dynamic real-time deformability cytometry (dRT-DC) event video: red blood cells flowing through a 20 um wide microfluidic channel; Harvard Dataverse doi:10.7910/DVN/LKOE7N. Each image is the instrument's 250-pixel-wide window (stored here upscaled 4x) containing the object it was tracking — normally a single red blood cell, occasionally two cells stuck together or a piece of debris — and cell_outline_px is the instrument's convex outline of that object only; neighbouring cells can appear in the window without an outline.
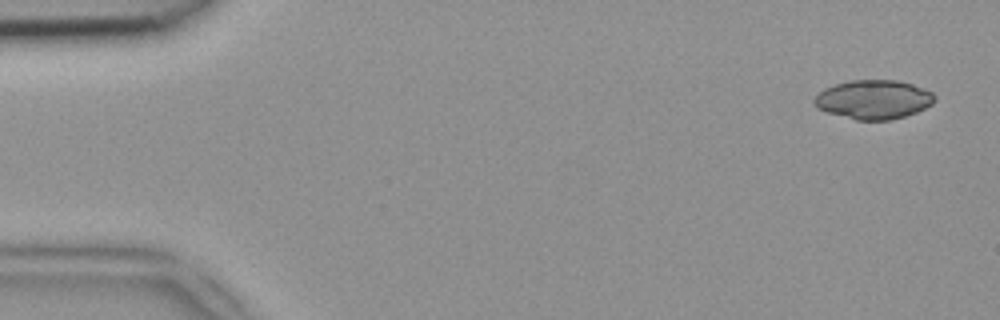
{"species": "common noctule bat (a hibernating species)", "species_latin": "Nyctalus noctula", "temperature_condition": "room temperature", "stored_images_in_passage": 49, "camera_frame_rate_fps": 3000, "um_per_image_px": 0.085, "animal": {"sex": "female", "body_mass_g": 18.4}, "frame": {"image": 1, "passage_image": 2, "time_ms": 0.333, "image_size_px": [1000, 320], "cell_outline_px": [[936, 100], [932, 104], [916, 112], [904, 116], [888, 120], [856, 120], [828, 112], [816, 108], [812, 100], [824, 88], [848, 80], [896, 80], [912, 84], [924, 88], [932, 92], [936, 96]], "centroid_in_image_um": [74.25, 8.45], "position_along_channel_um": 10.7, "area_um2": 27.4}}
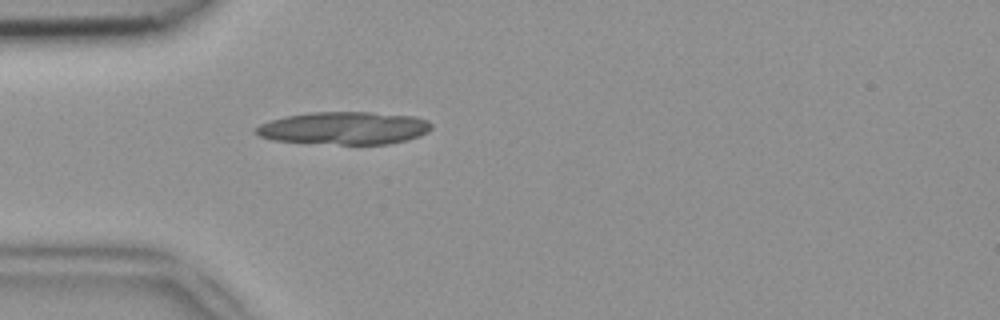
{"frame": {"image": 2, "passage_image": 14, "time_ms": 4.333, "image_size_px": [1000, 320], "cell_outline_px": [[432, 128], [428, 132], [420, 136], [408, 140], [388, 144], [340, 144], [272, 140], [260, 136], [252, 132], [260, 124], [272, 120], [288, 116], [312, 112], [372, 112], [412, 116], [428, 120], [432, 124]], "centroid_in_image_um": [29.3, 10.89], "position_along_channel_um": 55.7, "area_um2": 33.35}}